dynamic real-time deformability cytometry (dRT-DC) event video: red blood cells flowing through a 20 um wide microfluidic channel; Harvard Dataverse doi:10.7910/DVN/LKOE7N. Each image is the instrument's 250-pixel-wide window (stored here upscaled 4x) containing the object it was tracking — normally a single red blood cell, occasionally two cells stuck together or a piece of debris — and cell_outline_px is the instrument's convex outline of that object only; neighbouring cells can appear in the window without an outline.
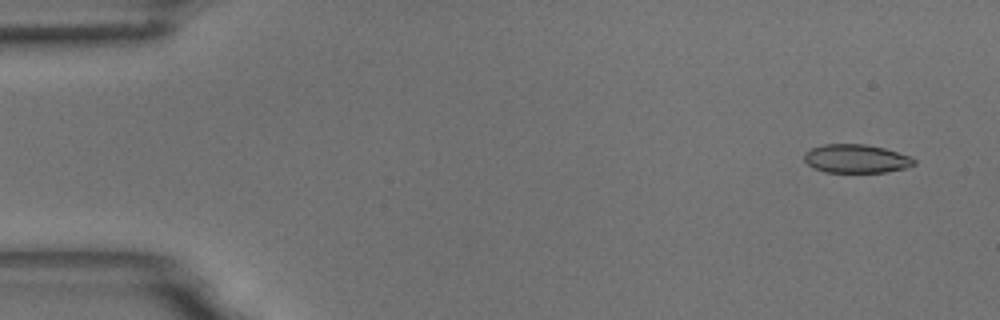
{"species": "common noctule bat (a hibernating species)", "species_latin": "Nyctalus noctula", "temperature_condition": "room temperature", "stored_images_in_passage": 55, "camera_frame_rate_fps": 3000, "um_per_image_px": 0.085, "animal": {"sex": "male", "body_mass_g": 18.8}, "frame": {"image": 1, "passage_image": 2, "time_ms": 0.333, "image_size_px": [1000, 320], "cell_outline_px": [[916, 164], [904, 168], [884, 172], [824, 172], [812, 168], [804, 160], [804, 152], [812, 148], [824, 144], [864, 144], [884, 148], [912, 156], [916, 160]], "centroid_in_image_um": [72.77, 13.49], "position_along_channel_um": 12.2, "area_um2": 18.38}}
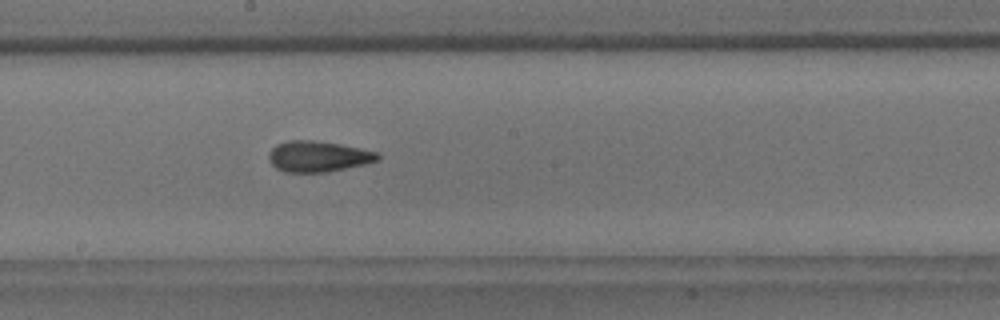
{"frame": {"image": 2, "passage_image": 29, "time_ms": 9.333, "image_size_px": [1000, 320], "cell_outline_px": [[380, 156], [376, 160], [364, 164], [328, 172], [284, 172], [276, 168], [268, 160], [268, 152], [276, 144], [288, 140], [312, 140], [340, 144], [380, 152]], "centroid_in_image_um": [27.01, 13.29], "position_along_channel_um": 221.2, "area_um2": 19.65}}
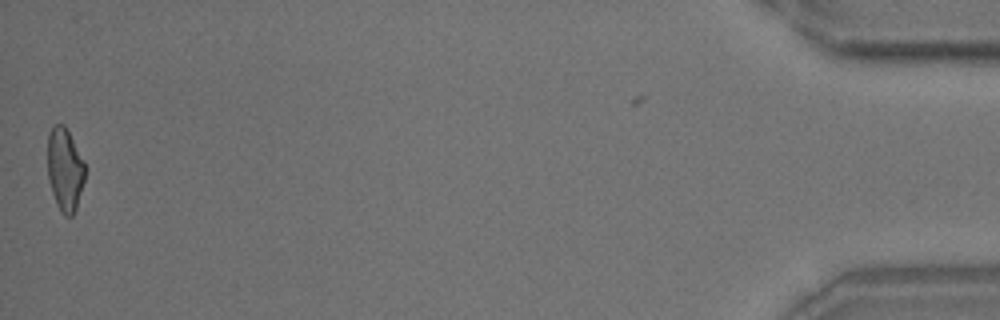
{"frame": {"image": 3, "passage_image": 54, "time_ms": 17.667, "image_size_px": [1000, 320], "cell_outline_px": [[84, 180], [76, 208], [72, 216], [64, 216], [60, 212], [56, 204], [52, 192], [48, 176], [48, 132], [56, 124], [64, 124], [84, 160]], "centroid_in_image_um": [5.5, 14.41], "position_along_channel_um": 429.7, "area_um2": 17.98}, "authors_computed_cell_mechanics": {"area_um2": 19.0162, "velocity_mm_per_s": 3.6445, "shape_relaxation_time_tau1_ms": 7.3686, "shape_relaxation_time_tau2_ms": 2.1958, "deformation_change_tau1": 0.1932, "deformation_change_tau2": 0.1017}}